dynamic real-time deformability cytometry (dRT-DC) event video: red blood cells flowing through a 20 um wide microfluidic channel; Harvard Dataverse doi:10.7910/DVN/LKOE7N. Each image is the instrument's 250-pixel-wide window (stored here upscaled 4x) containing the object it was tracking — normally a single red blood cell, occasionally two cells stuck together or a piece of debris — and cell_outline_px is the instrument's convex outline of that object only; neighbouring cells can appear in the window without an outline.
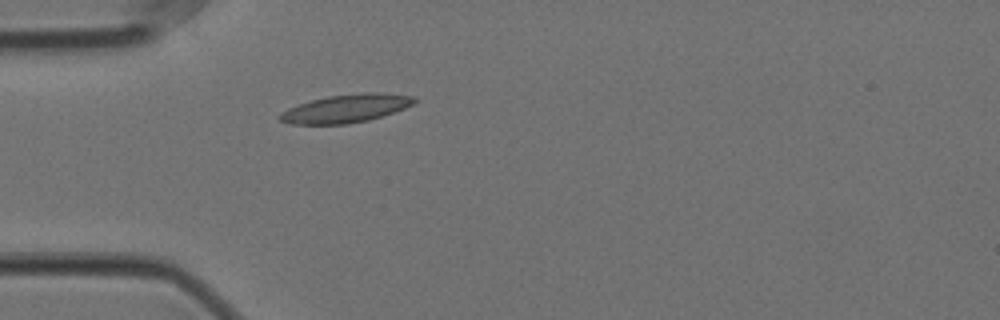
{"species": "Egyptian fruit bat (a non-hibernating species)", "species_latin": "Rousettus aegyptiacus", "temperature_condition": "cold", "stored_images_in_passage": 5, "camera_frame_rate_fps": 3000, "um_per_image_px": 0.085, "animal": {"sex": "female"}, "frame": {"image": 1, "passage_image": 1, "time_ms": 0.0, "image_size_px": [1000, 320], "cell_outline_px": [[416, 100], [412, 104], [404, 108], [368, 120], [348, 124], [292, 124], [280, 120], [276, 116], [280, 112], [288, 108], [312, 100], [328, 96], [368, 92], [384, 92], [412, 96]], "centroid_in_image_um": [29.37, 9.22], "position_along_channel_um": 55.6, "area_um2": 21.85}}